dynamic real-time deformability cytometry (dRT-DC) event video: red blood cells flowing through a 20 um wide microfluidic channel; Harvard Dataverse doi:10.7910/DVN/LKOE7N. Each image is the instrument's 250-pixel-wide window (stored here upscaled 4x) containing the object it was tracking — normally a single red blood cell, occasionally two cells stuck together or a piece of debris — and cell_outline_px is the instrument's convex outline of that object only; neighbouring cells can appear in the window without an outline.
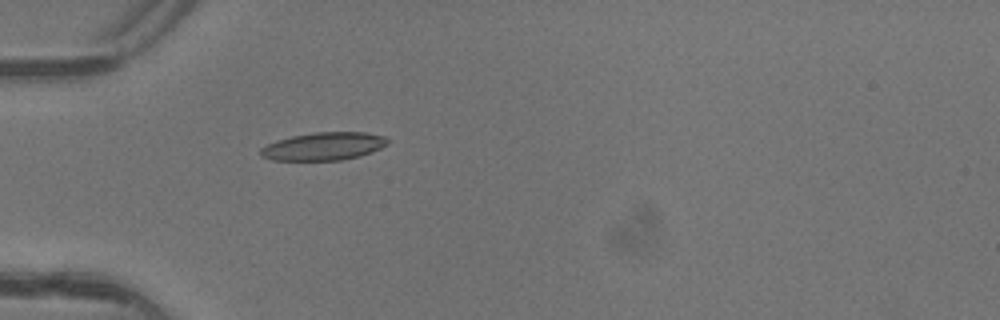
{"species": "common noctule bat (a hibernating species)", "species_latin": "Nyctalus noctula", "temperature_condition": "warm", "stored_images_in_passage": 5, "camera_frame_rate_fps": 3000, "um_per_image_px": 0.085, "animal": {"sex": "female"}, "frame": {"image": 1, "passage_image": 5, "time_ms": 1.333, "image_size_px": [1000, 320], "cell_outline_px": [[388, 144], [372, 152], [360, 156], [340, 160], [272, 160], [260, 156], [260, 148], [276, 140], [292, 136], [312, 132], [364, 132], [384, 136], [388, 140]], "centroid_in_image_um": [27.5, 12.43], "position_along_channel_um": 57.5, "area_um2": 20.69}}